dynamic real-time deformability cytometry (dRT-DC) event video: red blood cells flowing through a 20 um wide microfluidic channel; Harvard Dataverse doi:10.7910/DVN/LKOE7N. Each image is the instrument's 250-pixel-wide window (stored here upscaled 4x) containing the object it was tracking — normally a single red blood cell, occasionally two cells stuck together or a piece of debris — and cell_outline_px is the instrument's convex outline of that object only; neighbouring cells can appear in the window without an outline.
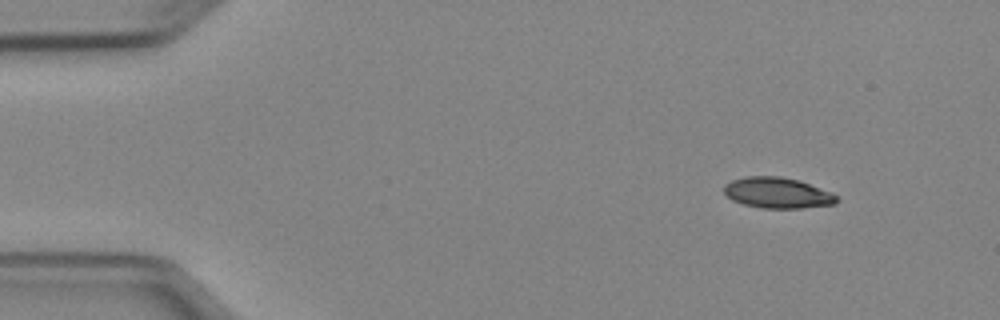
{"species": "Egyptian fruit bat (a non-hibernating species)", "species_latin": "Rousettus aegyptiacus", "temperature_condition": "cold", "stored_images_in_passage": 47, "camera_frame_rate_fps": 3000, "um_per_image_px": 0.085, "animal": {"sex": "female"}, "frame": {"image": 1, "passage_image": 1, "time_ms": 0.0, "image_size_px": [1000, 320], "cell_outline_px": [[840, 200], [836, 204], [804, 208], [760, 208], [744, 204], [732, 200], [724, 192], [724, 184], [732, 180], [744, 176], [780, 176], [800, 180], [832, 192]], "centroid_in_image_um": [66.11, 16.39], "position_along_channel_um": 18.9, "area_um2": 20.46}}
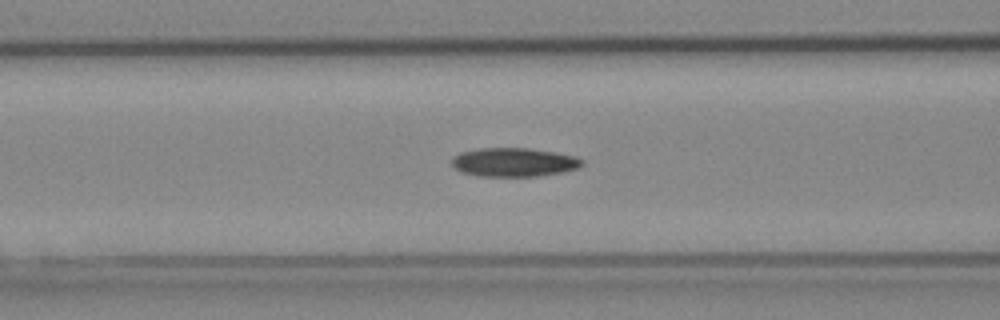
{"frame": {"image": 2, "passage_image": 16, "time_ms": 5.0, "image_size_px": [1000, 320], "cell_outline_px": [[584, 164], [580, 168], [540, 176], [476, 176], [460, 172], [452, 164], [452, 156], [460, 152], [480, 148], [528, 148], [556, 152], [576, 156], [584, 160]], "centroid_in_image_um": [43.69, 13.79], "position_along_channel_um": 122.9, "area_um2": 22.08}}
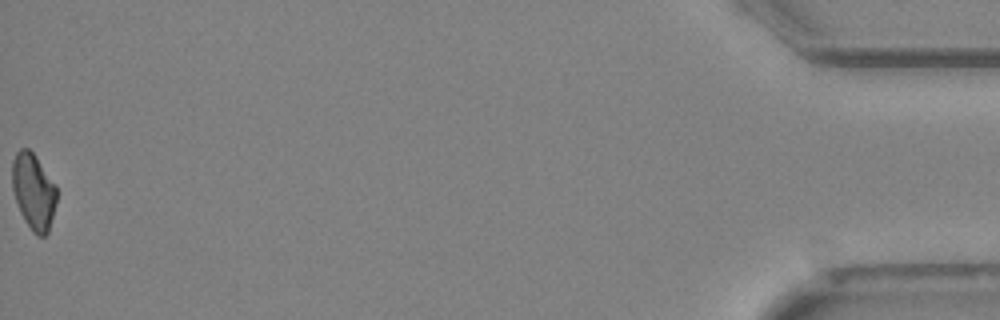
{"frame": {"image": 3, "passage_image": 47, "time_ms": 15.333, "image_size_px": [1000, 320], "cell_outline_px": [[56, 204], [48, 232], [44, 236], [36, 236], [32, 232], [24, 220], [20, 212], [12, 188], [12, 160], [16, 152], [20, 148], [28, 148], [36, 156], [56, 184]], "centroid_in_image_um": [2.85, 16.27], "position_along_channel_um": 432.4, "area_um2": 19.88}, "authors_computed_cell_mechanics": {"area_um2": 21.1548, "velocity_mm_per_s": 3.9574, "shape_relaxation_time_tau1_ms": 5.9238, "shape_relaxation_time_tau2_ms": null, "deformation_change_tau1": 0.1399, "deformation_change_tau2": null}}